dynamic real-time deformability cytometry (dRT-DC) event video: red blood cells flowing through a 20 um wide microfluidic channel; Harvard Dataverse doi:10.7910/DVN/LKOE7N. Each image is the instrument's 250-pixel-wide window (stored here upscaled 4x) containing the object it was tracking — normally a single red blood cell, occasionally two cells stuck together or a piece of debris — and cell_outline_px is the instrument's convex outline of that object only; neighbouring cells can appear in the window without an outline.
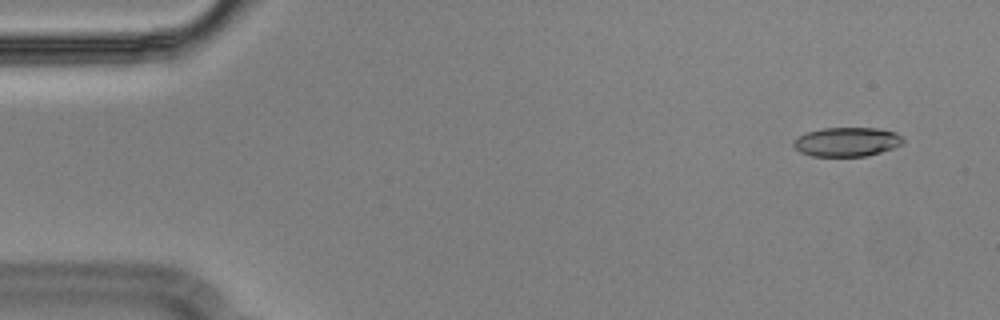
{"species": "Egyptian fruit bat (a non-hibernating species)", "species_latin": "Rousettus aegyptiacus", "temperature_condition": "cold", "stored_images_in_passage": 11, "camera_frame_rate_fps": 3000, "um_per_image_px": 0.085, "animal": {"sex": "male"}, "frame": {"image": 1, "passage_image": 4, "time_ms": 1.0, "image_size_px": [1000, 320], "cell_outline_px": [[904, 140], [900, 144], [892, 148], [868, 156], [812, 156], [800, 152], [792, 144], [792, 140], [808, 132], [824, 128], [876, 128], [896, 132]], "centroid_in_image_um": [71.96, 12.06], "position_along_channel_um": 13.0, "area_um2": 18.44}}